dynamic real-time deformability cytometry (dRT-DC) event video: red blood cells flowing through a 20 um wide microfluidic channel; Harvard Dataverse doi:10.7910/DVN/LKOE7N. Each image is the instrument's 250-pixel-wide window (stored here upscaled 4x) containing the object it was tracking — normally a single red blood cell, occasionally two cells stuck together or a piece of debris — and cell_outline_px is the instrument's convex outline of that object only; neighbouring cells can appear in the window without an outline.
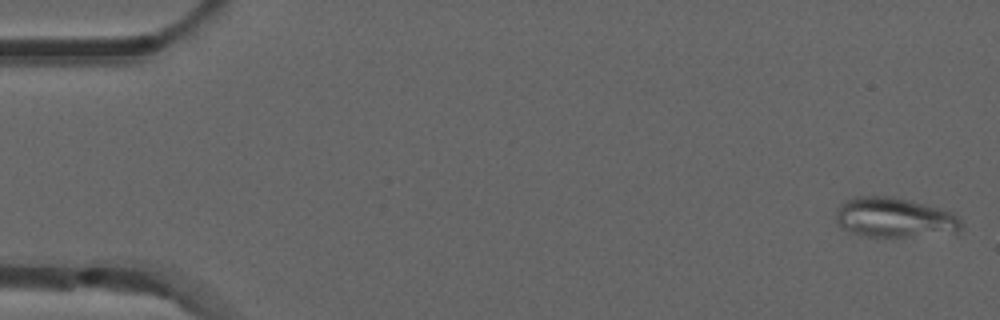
{"species": "common noctule bat (a hibernating species)", "species_latin": "Nyctalus noctula", "temperature_condition": "room temperature", "stored_images_in_passage": 6, "camera_frame_rate_fps": 3000, "um_per_image_px": 0.085, "animal": {"sex": "male", "forearm_length_mm": 52.5}, "frame": {"image": 1, "passage_image": 1, "time_ms": 0.0, "image_size_px": [1000, 320], "cell_outline_px": [[964, 224], [956, 232], [908, 236], [868, 236], [844, 228], [836, 220], [836, 208], [840, 204], [856, 196], [892, 196], [940, 208], [952, 212]], "centroid_in_image_um": [76.04, 18.47], "position_along_channel_um": 9.0, "area_um2": 28.5}}
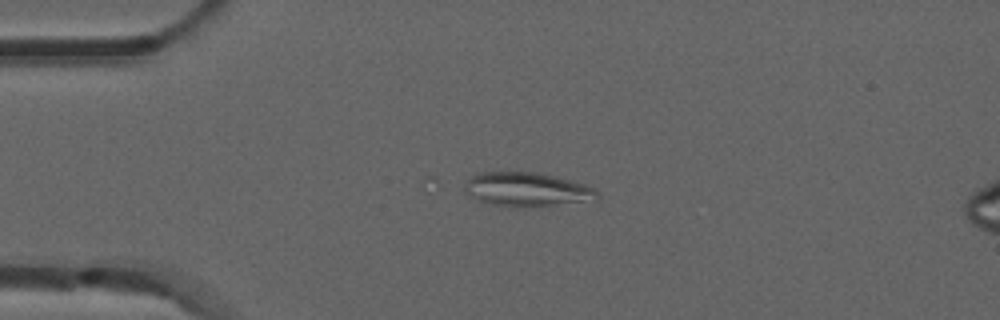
{"frame": {"image": 2, "passage_image": 4, "time_ms": 1.0, "image_size_px": [1000, 320], "cell_outline_px": [[600, 200], [516, 208], [492, 204], [476, 200], [464, 192], [464, 184], [472, 176], [484, 172], [536, 172], [556, 176], [584, 184], [592, 188], [600, 196]], "centroid_in_image_um": [44.78, 16.11], "position_along_channel_um": 40.2, "area_um2": 26.36}}